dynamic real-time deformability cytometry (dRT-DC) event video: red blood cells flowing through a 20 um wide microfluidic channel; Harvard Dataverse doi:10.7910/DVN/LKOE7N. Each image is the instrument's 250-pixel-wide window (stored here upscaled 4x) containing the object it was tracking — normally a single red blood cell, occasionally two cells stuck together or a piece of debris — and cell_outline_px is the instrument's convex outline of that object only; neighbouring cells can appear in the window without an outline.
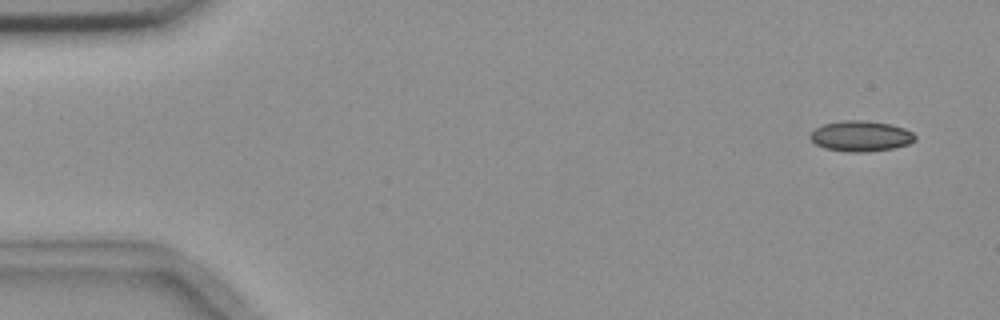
{"species": "common noctule bat (a hibernating species)", "species_latin": "Nyctalus noctula", "temperature_condition": "room temperature", "stored_images_in_passage": 4, "camera_frame_rate_fps": 3000, "um_per_image_px": 0.085, "animal": {"sex": "female", "body_mass_g": 18.4}, "frame": {"image": 1, "passage_image": 1, "time_ms": 0.0, "image_size_px": [1000, 320], "cell_outline_px": [[916, 140], [908, 144], [892, 148], [868, 152], [852, 152], [824, 148], [816, 144], [808, 136], [816, 128], [824, 124], [844, 120], [864, 120], [888, 124], [904, 128], [912, 132], [916, 136]], "centroid_in_image_um": [73.17, 11.57], "position_along_channel_um": 11.8, "area_um2": 18.55}}
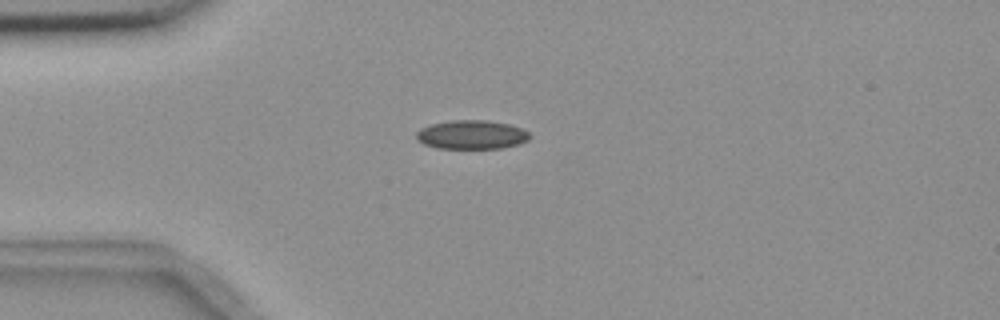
{"frame": {"image": 2, "passage_image": 4, "time_ms": 3.667, "image_size_px": [1000, 320], "cell_outline_px": [[532, 136], [528, 140], [516, 144], [500, 148], [436, 148], [424, 144], [416, 140], [416, 132], [420, 128], [432, 124], [452, 120], [488, 120], [508, 124], [524, 128]], "centroid_in_image_um": [40.08, 11.44], "position_along_channel_um": 44.9, "area_um2": 19.13}}